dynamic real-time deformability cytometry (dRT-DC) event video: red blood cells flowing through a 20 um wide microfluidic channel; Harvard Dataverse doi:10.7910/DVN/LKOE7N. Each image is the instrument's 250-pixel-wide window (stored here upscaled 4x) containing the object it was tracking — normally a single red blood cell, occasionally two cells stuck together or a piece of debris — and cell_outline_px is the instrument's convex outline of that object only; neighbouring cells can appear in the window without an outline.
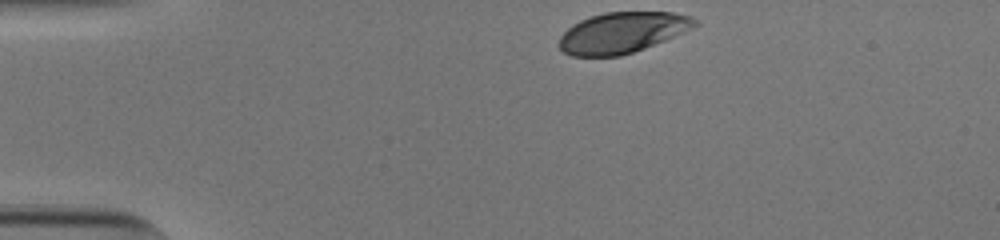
{"species": "human", "species_latin": "Homo sapiens", "temperature_condition": "cold", "stored_images_in_passage": 34, "camera_frame_rate_fps": 3000, "um_per_image_px": 0.085, "donor": {"sex": "male"}, "frame": {"image": 1, "passage_image": 1, "time_ms": 0.0, "image_size_px": [1000, 240], "cell_outline_px": [[700, 24], [692, 28], [664, 40], [644, 48], [620, 56], [572, 56], [564, 52], [560, 48], [560, 36], [572, 24], [580, 20], [604, 12], [672, 12], [692, 16]], "centroid_in_image_um": [52.89, 2.76], "position_along_channel_um": 32.1, "area_um2": 32.02}}
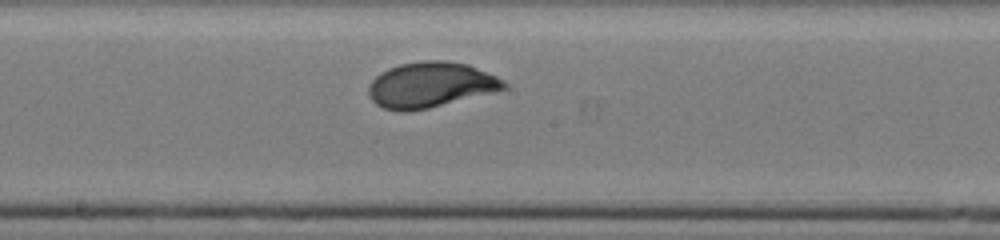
{"frame": {"image": 2, "passage_image": 20, "time_ms": 6.333, "image_size_px": [1000, 240], "cell_outline_px": [[508, 88], [428, 108], [408, 112], [400, 112], [384, 108], [376, 104], [368, 96], [368, 84], [380, 72], [388, 68], [400, 64], [424, 60], [444, 60], [468, 64], [496, 76], [504, 80], [508, 84]], "centroid_in_image_um": [36.56, 7.21], "position_along_channel_um": 211.6, "area_um2": 35.89}}
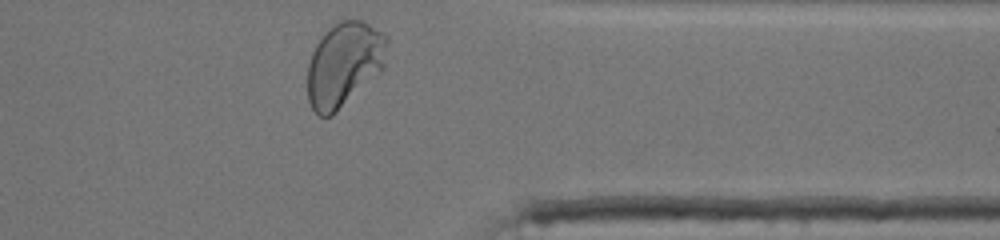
{"frame": {"image": 3, "passage_image": 34, "time_ms": 11.0, "image_size_px": [1000, 240], "cell_outline_px": [[388, 40], [384, 68], [332, 116], [320, 116], [312, 108], [308, 100], [308, 64], [312, 52], [316, 44], [328, 28], [340, 20], [360, 20], [368, 24], [388, 36]], "centroid_in_image_um": [29.25, 5.46], "position_along_channel_um": 382.2, "area_um2": 38.9}, "authors_computed_cell_mechanics": {"area_um2": 34.9112, "velocity_mm_per_s": 3.7998, "shape_relaxation_time_tau1_ms": 2.8445, "shape_relaxation_time_tau2_ms": null, "deformation_change_tau1": 0.133, "deformation_change_tau2": null}}